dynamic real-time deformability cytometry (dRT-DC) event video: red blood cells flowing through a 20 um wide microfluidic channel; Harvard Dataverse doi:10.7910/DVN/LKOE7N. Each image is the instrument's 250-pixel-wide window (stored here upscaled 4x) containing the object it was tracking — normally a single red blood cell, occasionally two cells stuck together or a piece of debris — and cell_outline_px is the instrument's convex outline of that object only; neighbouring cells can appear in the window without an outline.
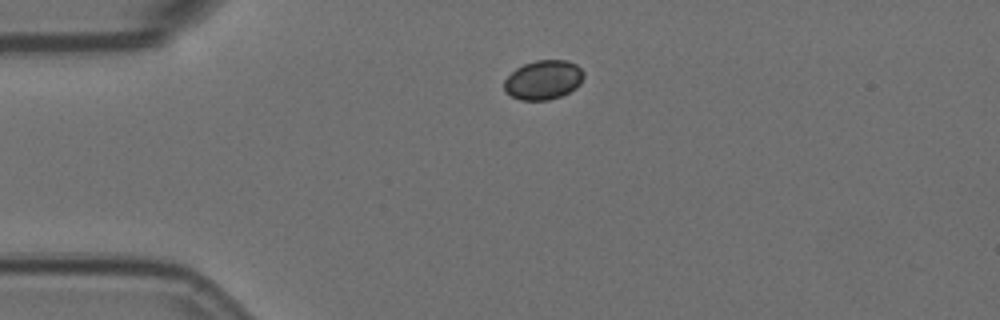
{"species": "Egyptian fruit bat (a non-hibernating species)", "species_latin": "Rousettus aegyptiacus", "temperature_condition": "room temperature", "stored_images_in_passage": 2, "camera_frame_rate_fps": 3000, "um_per_image_px": 0.085, "animal": {"sex": "female"}, "frame": {"image": 1, "passage_image": 1, "time_ms": 0.0, "image_size_px": [1000, 320], "cell_outline_px": [[584, 76], [580, 84], [576, 88], [560, 96], [548, 100], [520, 100], [504, 92], [504, 80], [516, 68], [524, 64], [536, 60], [568, 60], [576, 64], [584, 72]], "centroid_in_image_um": [46.18, 6.79], "position_along_channel_um": 38.8, "area_um2": 18.26}}